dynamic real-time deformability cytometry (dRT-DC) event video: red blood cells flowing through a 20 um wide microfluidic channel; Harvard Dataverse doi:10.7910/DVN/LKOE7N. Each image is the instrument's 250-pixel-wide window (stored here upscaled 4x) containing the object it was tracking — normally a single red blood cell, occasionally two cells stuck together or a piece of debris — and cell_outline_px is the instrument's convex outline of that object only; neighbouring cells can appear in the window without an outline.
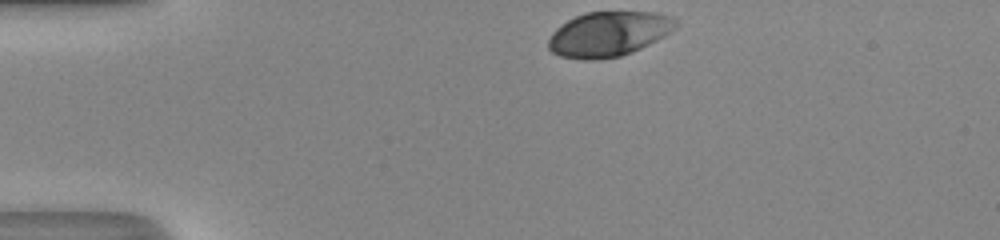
{"species": "human", "species_latin": "Homo sapiens", "temperature_condition": "room temperature", "stored_images_in_passage": 31, "camera_frame_rate_fps": 3000, "um_per_image_px": 0.085, "donor": {"sex": "male"}, "frame": {"image": 1, "passage_image": 1, "time_ms": 0.0, "image_size_px": [1000, 240], "cell_outline_px": [[680, 20], [676, 28], [664, 36], [632, 52], [620, 56], [596, 60], [584, 60], [560, 56], [552, 52], [548, 48], [548, 40], [552, 32], [560, 24], [584, 12], [656, 12], [672, 16]], "centroid_in_image_um": [51.74, 2.88], "position_along_channel_um": 33.3, "area_um2": 33.52}}
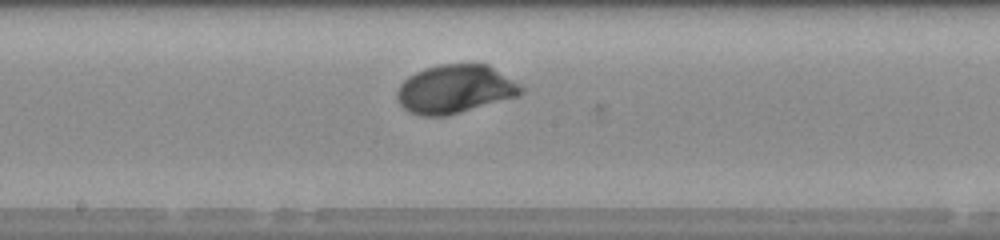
{"frame": {"image": 2, "passage_image": 18, "time_ms": 5.667, "image_size_px": [1000, 240], "cell_outline_px": [[524, 92], [520, 96], [448, 116], [420, 116], [408, 112], [400, 104], [396, 96], [396, 92], [400, 84], [408, 76], [424, 68], [440, 64], [488, 64], [520, 84], [524, 88]], "centroid_in_image_um": [38.69, 7.59], "position_along_channel_um": 209.5, "area_um2": 35.43}}
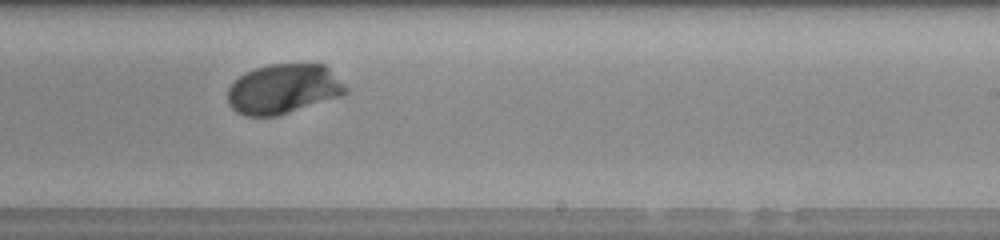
{"frame": {"image": 3, "passage_image": 22, "time_ms": 7.0, "image_size_px": [1000, 240], "cell_outline_px": [[348, 92], [340, 96], [280, 116], [244, 116], [236, 112], [228, 104], [228, 88], [244, 72], [268, 64], [324, 64], [348, 88]], "centroid_in_image_um": [24.08, 7.58], "position_along_channel_um": 264.9, "area_um2": 34.28}, "authors_computed_cell_mechanics": {"area_um2": 34.2754, "velocity_mm_per_s": 4.1673, "shape_relaxation_time_tau1_ms": 1.8383, "shape_relaxation_time_tau2_ms": null, "deformation_change_tau1": 0.1359, "deformation_change_tau2": null}}